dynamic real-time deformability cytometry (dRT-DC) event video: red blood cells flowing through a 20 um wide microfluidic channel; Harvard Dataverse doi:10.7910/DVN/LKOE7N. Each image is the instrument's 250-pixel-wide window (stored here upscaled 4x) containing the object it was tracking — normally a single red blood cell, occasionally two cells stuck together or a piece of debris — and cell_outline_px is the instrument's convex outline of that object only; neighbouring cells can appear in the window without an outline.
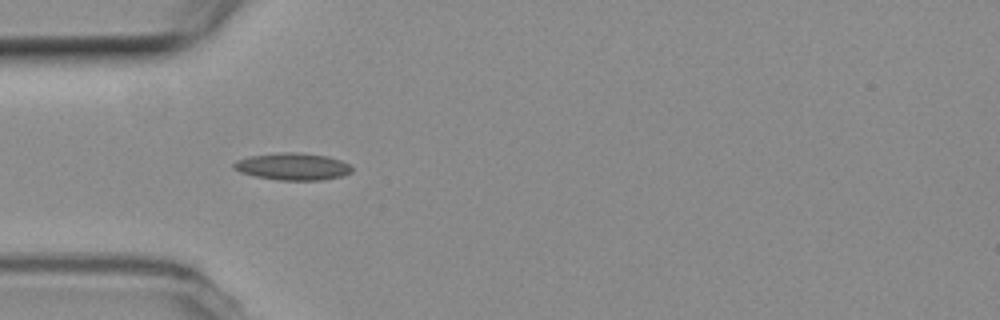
{"species": "common noctule bat (a hibernating species)", "species_latin": "Nyctalus noctula", "temperature_condition": "room temperature", "stored_images_in_passage": 2, "camera_frame_rate_fps": 3000, "um_per_image_px": 0.085, "animal": {"sex": "female", "body_mass_g": 19.3, "forearm_length_mm": 54.1}, "frame": {"image": 1, "passage_image": 1, "time_ms": 0.0, "image_size_px": [1000, 320], "cell_outline_px": [[352, 172], [344, 176], [320, 180], [280, 180], [256, 176], [240, 172], [232, 168], [232, 164], [236, 160], [248, 156], [280, 152], [296, 152], [328, 156], [340, 160], [348, 164], [352, 168]], "centroid_in_image_um": [24.86, 14.15], "position_along_channel_um": 60.1, "area_um2": 18.73}}
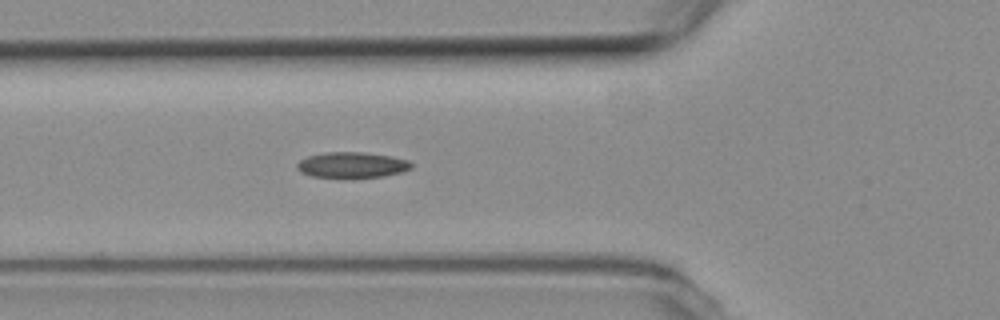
{"frame": {"image": 2, "passage_image": 2, "time_ms": 0.333, "image_size_px": [1000, 320], "cell_outline_px": [[412, 168], [400, 172], [380, 176], [312, 176], [300, 172], [296, 168], [296, 164], [300, 160], [308, 156], [324, 152], [364, 152], [392, 156], [408, 160], [412, 164]], "centroid_in_image_um": [29.9, 13.99], "position_along_channel_um": 95.9, "area_um2": 16.7}}